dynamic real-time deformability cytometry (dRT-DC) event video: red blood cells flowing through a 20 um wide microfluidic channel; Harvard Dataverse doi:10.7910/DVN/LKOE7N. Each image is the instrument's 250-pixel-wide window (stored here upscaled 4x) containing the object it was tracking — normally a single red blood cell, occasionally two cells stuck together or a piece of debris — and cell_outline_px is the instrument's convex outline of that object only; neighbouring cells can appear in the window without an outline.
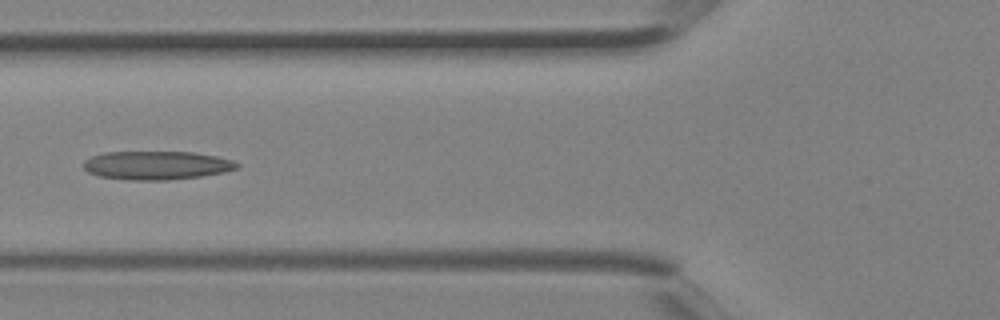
{"species": "Egyptian fruit bat (a non-hibernating species)", "species_latin": "Rousettus aegyptiacus", "temperature_condition": "room temperature", "stored_images_in_passage": 4, "camera_frame_rate_fps": 3000, "um_per_image_px": 0.085, "animal": {"sex": "female"}, "frame": {"image": 1, "passage_image": 4, "time_ms": 1.0, "image_size_px": [1000, 320], "cell_outline_px": [[240, 168], [224, 172], [200, 176], [168, 180], [128, 180], [100, 176], [88, 172], [84, 168], [84, 160], [92, 156], [104, 152], [192, 152], [216, 156], [232, 160], [240, 164]], "centroid_in_image_um": [13.32, 14.05], "position_along_channel_um": 112.5, "area_um2": 25.55}}